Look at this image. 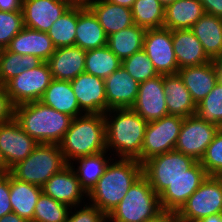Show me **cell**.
<instances>
[{
	"instance_id": "cell-1",
	"label": "cell",
	"mask_w": 222,
	"mask_h": 222,
	"mask_svg": "<svg viewBox=\"0 0 222 222\" xmlns=\"http://www.w3.org/2000/svg\"><path fill=\"white\" fill-rule=\"evenodd\" d=\"M119 159L108 163L104 174L87 193L91 204L106 216L117 207L129 188L142 176V164L137 159Z\"/></svg>"
},
{
	"instance_id": "cell-2",
	"label": "cell",
	"mask_w": 222,
	"mask_h": 222,
	"mask_svg": "<svg viewBox=\"0 0 222 222\" xmlns=\"http://www.w3.org/2000/svg\"><path fill=\"white\" fill-rule=\"evenodd\" d=\"M104 119L106 149L116 150L114 152L118 158L137 159L141 163V149L147 122L132 108L110 109L104 113Z\"/></svg>"
},
{
	"instance_id": "cell-3",
	"label": "cell",
	"mask_w": 222,
	"mask_h": 222,
	"mask_svg": "<svg viewBox=\"0 0 222 222\" xmlns=\"http://www.w3.org/2000/svg\"><path fill=\"white\" fill-rule=\"evenodd\" d=\"M14 119L38 143L59 144L73 118L34 101L15 106Z\"/></svg>"
},
{
	"instance_id": "cell-4",
	"label": "cell",
	"mask_w": 222,
	"mask_h": 222,
	"mask_svg": "<svg viewBox=\"0 0 222 222\" xmlns=\"http://www.w3.org/2000/svg\"><path fill=\"white\" fill-rule=\"evenodd\" d=\"M59 146L68 164L79 157L108 152L104 114L84 113L73 118Z\"/></svg>"
},
{
	"instance_id": "cell-5",
	"label": "cell",
	"mask_w": 222,
	"mask_h": 222,
	"mask_svg": "<svg viewBox=\"0 0 222 222\" xmlns=\"http://www.w3.org/2000/svg\"><path fill=\"white\" fill-rule=\"evenodd\" d=\"M67 165L59 144L39 143L26 159L10 168V174L17 180L42 187Z\"/></svg>"
},
{
	"instance_id": "cell-6",
	"label": "cell",
	"mask_w": 222,
	"mask_h": 222,
	"mask_svg": "<svg viewBox=\"0 0 222 222\" xmlns=\"http://www.w3.org/2000/svg\"><path fill=\"white\" fill-rule=\"evenodd\" d=\"M161 211L159 195L142 175L107 216V222H148Z\"/></svg>"
},
{
	"instance_id": "cell-7",
	"label": "cell",
	"mask_w": 222,
	"mask_h": 222,
	"mask_svg": "<svg viewBox=\"0 0 222 222\" xmlns=\"http://www.w3.org/2000/svg\"><path fill=\"white\" fill-rule=\"evenodd\" d=\"M197 161L172 150L153 156L142 163V175L155 193L160 195L174 180L182 177Z\"/></svg>"
},
{
	"instance_id": "cell-8",
	"label": "cell",
	"mask_w": 222,
	"mask_h": 222,
	"mask_svg": "<svg viewBox=\"0 0 222 222\" xmlns=\"http://www.w3.org/2000/svg\"><path fill=\"white\" fill-rule=\"evenodd\" d=\"M215 214H222V177L207 176L178 211V217L182 222H199Z\"/></svg>"
},
{
	"instance_id": "cell-9",
	"label": "cell",
	"mask_w": 222,
	"mask_h": 222,
	"mask_svg": "<svg viewBox=\"0 0 222 222\" xmlns=\"http://www.w3.org/2000/svg\"><path fill=\"white\" fill-rule=\"evenodd\" d=\"M184 118L166 115L147 123L141 149V164L147 159L175 149Z\"/></svg>"
},
{
	"instance_id": "cell-10",
	"label": "cell",
	"mask_w": 222,
	"mask_h": 222,
	"mask_svg": "<svg viewBox=\"0 0 222 222\" xmlns=\"http://www.w3.org/2000/svg\"><path fill=\"white\" fill-rule=\"evenodd\" d=\"M53 80L47 62L39 66L26 69L23 73L10 79L4 86L14 106L40 101L46 88Z\"/></svg>"
},
{
	"instance_id": "cell-11",
	"label": "cell",
	"mask_w": 222,
	"mask_h": 222,
	"mask_svg": "<svg viewBox=\"0 0 222 222\" xmlns=\"http://www.w3.org/2000/svg\"><path fill=\"white\" fill-rule=\"evenodd\" d=\"M220 127L200 119L196 114L184 118L175 150L200 161Z\"/></svg>"
},
{
	"instance_id": "cell-12",
	"label": "cell",
	"mask_w": 222,
	"mask_h": 222,
	"mask_svg": "<svg viewBox=\"0 0 222 222\" xmlns=\"http://www.w3.org/2000/svg\"><path fill=\"white\" fill-rule=\"evenodd\" d=\"M143 50L159 75L177 74L179 68L172 43V31L164 27L145 32Z\"/></svg>"
},
{
	"instance_id": "cell-13",
	"label": "cell",
	"mask_w": 222,
	"mask_h": 222,
	"mask_svg": "<svg viewBox=\"0 0 222 222\" xmlns=\"http://www.w3.org/2000/svg\"><path fill=\"white\" fill-rule=\"evenodd\" d=\"M207 173L200 161H197L182 177L174 180L160 195L162 210L179 211L187 199L194 194Z\"/></svg>"
},
{
	"instance_id": "cell-14",
	"label": "cell",
	"mask_w": 222,
	"mask_h": 222,
	"mask_svg": "<svg viewBox=\"0 0 222 222\" xmlns=\"http://www.w3.org/2000/svg\"><path fill=\"white\" fill-rule=\"evenodd\" d=\"M38 145L14 118L0 124V151L9 168L26 159Z\"/></svg>"
},
{
	"instance_id": "cell-15",
	"label": "cell",
	"mask_w": 222,
	"mask_h": 222,
	"mask_svg": "<svg viewBox=\"0 0 222 222\" xmlns=\"http://www.w3.org/2000/svg\"><path fill=\"white\" fill-rule=\"evenodd\" d=\"M164 93L163 75L139 83L136 101L131 107L147 123L169 115Z\"/></svg>"
},
{
	"instance_id": "cell-16",
	"label": "cell",
	"mask_w": 222,
	"mask_h": 222,
	"mask_svg": "<svg viewBox=\"0 0 222 222\" xmlns=\"http://www.w3.org/2000/svg\"><path fill=\"white\" fill-rule=\"evenodd\" d=\"M73 0H22L24 27L46 32Z\"/></svg>"
},
{
	"instance_id": "cell-17",
	"label": "cell",
	"mask_w": 222,
	"mask_h": 222,
	"mask_svg": "<svg viewBox=\"0 0 222 222\" xmlns=\"http://www.w3.org/2000/svg\"><path fill=\"white\" fill-rule=\"evenodd\" d=\"M78 105L84 113L107 112L104 79L83 72L70 81Z\"/></svg>"
},
{
	"instance_id": "cell-18",
	"label": "cell",
	"mask_w": 222,
	"mask_h": 222,
	"mask_svg": "<svg viewBox=\"0 0 222 222\" xmlns=\"http://www.w3.org/2000/svg\"><path fill=\"white\" fill-rule=\"evenodd\" d=\"M42 192L56 201L70 207L80 206L87 191L81 186L73 167L68 164L58 173H55L43 186Z\"/></svg>"
},
{
	"instance_id": "cell-19",
	"label": "cell",
	"mask_w": 222,
	"mask_h": 222,
	"mask_svg": "<svg viewBox=\"0 0 222 222\" xmlns=\"http://www.w3.org/2000/svg\"><path fill=\"white\" fill-rule=\"evenodd\" d=\"M177 74L196 105L213 90L220 79L219 64L213 60L199 66L183 67L178 70Z\"/></svg>"
},
{
	"instance_id": "cell-20",
	"label": "cell",
	"mask_w": 222,
	"mask_h": 222,
	"mask_svg": "<svg viewBox=\"0 0 222 222\" xmlns=\"http://www.w3.org/2000/svg\"><path fill=\"white\" fill-rule=\"evenodd\" d=\"M107 111L115 108H131L137 98L139 82H137L121 65V67L104 79Z\"/></svg>"
},
{
	"instance_id": "cell-21",
	"label": "cell",
	"mask_w": 222,
	"mask_h": 222,
	"mask_svg": "<svg viewBox=\"0 0 222 222\" xmlns=\"http://www.w3.org/2000/svg\"><path fill=\"white\" fill-rule=\"evenodd\" d=\"M86 51L77 46L58 47L48 59L55 80L71 81L85 72Z\"/></svg>"
},
{
	"instance_id": "cell-22",
	"label": "cell",
	"mask_w": 222,
	"mask_h": 222,
	"mask_svg": "<svg viewBox=\"0 0 222 222\" xmlns=\"http://www.w3.org/2000/svg\"><path fill=\"white\" fill-rule=\"evenodd\" d=\"M85 4L98 19L106 36L134 24L131 8L107 2L106 0H87Z\"/></svg>"
},
{
	"instance_id": "cell-23",
	"label": "cell",
	"mask_w": 222,
	"mask_h": 222,
	"mask_svg": "<svg viewBox=\"0 0 222 222\" xmlns=\"http://www.w3.org/2000/svg\"><path fill=\"white\" fill-rule=\"evenodd\" d=\"M7 49L21 55H34L47 62L56 50L46 32L24 27L10 42Z\"/></svg>"
},
{
	"instance_id": "cell-24",
	"label": "cell",
	"mask_w": 222,
	"mask_h": 222,
	"mask_svg": "<svg viewBox=\"0 0 222 222\" xmlns=\"http://www.w3.org/2000/svg\"><path fill=\"white\" fill-rule=\"evenodd\" d=\"M172 43L179 69L212 61L191 29L172 30Z\"/></svg>"
},
{
	"instance_id": "cell-25",
	"label": "cell",
	"mask_w": 222,
	"mask_h": 222,
	"mask_svg": "<svg viewBox=\"0 0 222 222\" xmlns=\"http://www.w3.org/2000/svg\"><path fill=\"white\" fill-rule=\"evenodd\" d=\"M191 30L207 56L213 61H222V18L204 14Z\"/></svg>"
},
{
	"instance_id": "cell-26",
	"label": "cell",
	"mask_w": 222,
	"mask_h": 222,
	"mask_svg": "<svg viewBox=\"0 0 222 222\" xmlns=\"http://www.w3.org/2000/svg\"><path fill=\"white\" fill-rule=\"evenodd\" d=\"M164 93L169 115L183 118L196 114V104L178 74L163 75Z\"/></svg>"
},
{
	"instance_id": "cell-27",
	"label": "cell",
	"mask_w": 222,
	"mask_h": 222,
	"mask_svg": "<svg viewBox=\"0 0 222 222\" xmlns=\"http://www.w3.org/2000/svg\"><path fill=\"white\" fill-rule=\"evenodd\" d=\"M10 203L12 212L32 222L42 187L17 180L9 173Z\"/></svg>"
},
{
	"instance_id": "cell-28",
	"label": "cell",
	"mask_w": 222,
	"mask_h": 222,
	"mask_svg": "<svg viewBox=\"0 0 222 222\" xmlns=\"http://www.w3.org/2000/svg\"><path fill=\"white\" fill-rule=\"evenodd\" d=\"M204 14L199 0H175L165 7L163 27L171 31L191 29Z\"/></svg>"
},
{
	"instance_id": "cell-29",
	"label": "cell",
	"mask_w": 222,
	"mask_h": 222,
	"mask_svg": "<svg viewBox=\"0 0 222 222\" xmlns=\"http://www.w3.org/2000/svg\"><path fill=\"white\" fill-rule=\"evenodd\" d=\"M75 46L85 51L107 46V36L87 6L78 14Z\"/></svg>"
},
{
	"instance_id": "cell-30",
	"label": "cell",
	"mask_w": 222,
	"mask_h": 222,
	"mask_svg": "<svg viewBox=\"0 0 222 222\" xmlns=\"http://www.w3.org/2000/svg\"><path fill=\"white\" fill-rule=\"evenodd\" d=\"M40 101L72 118L81 116L84 113L78 105L70 81L53 79Z\"/></svg>"
},
{
	"instance_id": "cell-31",
	"label": "cell",
	"mask_w": 222,
	"mask_h": 222,
	"mask_svg": "<svg viewBox=\"0 0 222 222\" xmlns=\"http://www.w3.org/2000/svg\"><path fill=\"white\" fill-rule=\"evenodd\" d=\"M86 7L84 2H74L50 27L47 34L54 46H75L78 14Z\"/></svg>"
},
{
	"instance_id": "cell-32",
	"label": "cell",
	"mask_w": 222,
	"mask_h": 222,
	"mask_svg": "<svg viewBox=\"0 0 222 222\" xmlns=\"http://www.w3.org/2000/svg\"><path fill=\"white\" fill-rule=\"evenodd\" d=\"M146 29L136 24L107 36V47L123 61L143 49Z\"/></svg>"
},
{
	"instance_id": "cell-33",
	"label": "cell",
	"mask_w": 222,
	"mask_h": 222,
	"mask_svg": "<svg viewBox=\"0 0 222 222\" xmlns=\"http://www.w3.org/2000/svg\"><path fill=\"white\" fill-rule=\"evenodd\" d=\"M105 154L106 152H102L99 154L79 157L78 159H75L74 161H78L77 163L80 164L76 169H74L75 166H73L74 162L70 163L76 173V176L78 177V180L81 183V186L87 191V193L104 174L109 160L110 162L112 160V158L109 157L107 159Z\"/></svg>"
},
{
	"instance_id": "cell-34",
	"label": "cell",
	"mask_w": 222,
	"mask_h": 222,
	"mask_svg": "<svg viewBox=\"0 0 222 222\" xmlns=\"http://www.w3.org/2000/svg\"><path fill=\"white\" fill-rule=\"evenodd\" d=\"M122 61L107 46L86 51L85 72L106 79L121 67Z\"/></svg>"
},
{
	"instance_id": "cell-35",
	"label": "cell",
	"mask_w": 222,
	"mask_h": 222,
	"mask_svg": "<svg viewBox=\"0 0 222 222\" xmlns=\"http://www.w3.org/2000/svg\"><path fill=\"white\" fill-rule=\"evenodd\" d=\"M43 61L34 55H21L6 49L0 50V84L5 85L10 79L26 69L39 66Z\"/></svg>"
},
{
	"instance_id": "cell-36",
	"label": "cell",
	"mask_w": 222,
	"mask_h": 222,
	"mask_svg": "<svg viewBox=\"0 0 222 222\" xmlns=\"http://www.w3.org/2000/svg\"><path fill=\"white\" fill-rule=\"evenodd\" d=\"M132 10L134 24L148 29L162 28L165 7L159 0H135Z\"/></svg>"
},
{
	"instance_id": "cell-37",
	"label": "cell",
	"mask_w": 222,
	"mask_h": 222,
	"mask_svg": "<svg viewBox=\"0 0 222 222\" xmlns=\"http://www.w3.org/2000/svg\"><path fill=\"white\" fill-rule=\"evenodd\" d=\"M56 201L43 192L37 200L32 222H66L72 207Z\"/></svg>"
},
{
	"instance_id": "cell-38",
	"label": "cell",
	"mask_w": 222,
	"mask_h": 222,
	"mask_svg": "<svg viewBox=\"0 0 222 222\" xmlns=\"http://www.w3.org/2000/svg\"><path fill=\"white\" fill-rule=\"evenodd\" d=\"M196 115L222 128V80L219 79L213 90L196 105Z\"/></svg>"
},
{
	"instance_id": "cell-39",
	"label": "cell",
	"mask_w": 222,
	"mask_h": 222,
	"mask_svg": "<svg viewBox=\"0 0 222 222\" xmlns=\"http://www.w3.org/2000/svg\"><path fill=\"white\" fill-rule=\"evenodd\" d=\"M121 65L139 83L159 75L143 49L124 59Z\"/></svg>"
},
{
	"instance_id": "cell-40",
	"label": "cell",
	"mask_w": 222,
	"mask_h": 222,
	"mask_svg": "<svg viewBox=\"0 0 222 222\" xmlns=\"http://www.w3.org/2000/svg\"><path fill=\"white\" fill-rule=\"evenodd\" d=\"M24 28L22 11H0V50L6 49L11 40Z\"/></svg>"
},
{
	"instance_id": "cell-41",
	"label": "cell",
	"mask_w": 222,
	"mask_h": 222,
	"mask_svg": "<svg viewBox=\"0 0 222 222\" xmlns=\"http://www.w3.org/2000/svg\"><path fill=\"white\" fill-rule=\"evenodd\" d=\"M200 163L208 176L222 177V128L218 130L212 142L207 146Z\"/></svg>"
},
{
	"instance_id": "cell-42",
	"label": "cell",
	"mask_w": 222,
	"mask_h": 222,
	"mask_svg": "<svg viewBox=\"0 0 222 222\" xmlns=\"http://www.w3.org/2000/svg\"><path fill=\"white\" fill-rule=\"evenodd\" d=\"M70 213L69 210L66 222H106L107 220V216L93 204L85 205L79 211L72 212V215Z\"/></svg>"
},
{
	"instance_id": "cell-43",
	"label": "cell",
	"mask_w": 222,
	"mask_h": 222,
	"mask_svg": "<svg viewBox=\"0 0 222 222\" xmlns=\"http://www.w3.org/2000/svg\"><path fill=\"white\" fill-rule=\"evenodd\" d=\"M12 213L10 203L9 173L0 175V218Z\"/></svg>"
},
{
	"instance_id": "cell-44",
	"label": "cell",
	"mask_w": 222,
	"mask_h": 222,
	"mask_svg": "<svg viewBox=\"0 0 222 222\" xmlns=\"http://www.w3.org/2000/svg\"><path fill=\"white\" fill-rule=\"evenodd\" d=\"M14 108L5 86L0 84V124L14 118Z\"/></svg>"
},
{
	"instance_id": "cell-45",
	"label": "cell",
	"mask_w": 222,
	"mask_h": 222,
	"mask_svg": "<svg viewBox=\"0 0 222 222\" xmlns=\"http://www.w3.org/2000/svg\"><path fill=\"white\" fill-rule=\"evenodd\" d=\"M203 5L205 14L222 18V0H199Z\"/></svg>"
},
{
	"instance_id": "cell-46",
	"label": "cell",
	"mask_w": 222,
	"mask_h": 222,
	"mask_svg": "<svg viewBox=\"0 0 222 222\" xmlns=\"http://www.w3.org/2000/svg\"><path fill=\"white\" fill-rule=\"evenodd\" d=\"M148 222H179L178 212L162 210L154 218H151Z\"/></svg>"
},
{
	"instance_id": "cell-47",
	"label": "cell",
	"mask_w": 222,
	"mask_h": 222,
	"mask_svg": "<svg viewBox=\"0 0 222 222\" xmlns=\"http://www.w3.org/2000/svg\"><path fill=\"white\" fill-rule=\"evenodd\" d=\"M0 11H22V0H0Z\"/></svg>"
},
{
	"instance_id": "cell-48",
	"label": "cell",
	"mask_w": 222,
	"mask_h": 222,
	"mask_svg": "<svg viewBox=\"0 0 222 222\" xmlns=\"http://www.w3.org/2000/svg\"><path fill=\"white\" fill-rule=\"evenodd\" d=\"M0 222H27L25 219L18 216L16 213H9L0 218Z\"/></svg>"
},
{
	"instance_id": "cell-49",
	"label": "cell",
	"mask_w": 222,
	"mask_h": 222,
	"mask_svg": "<svg viewBox=\"0 0 222 222\" xmlns=\"http://www.w3.org/2000/svg\"><path fill=\"white\" fill-rule=\"evenodd\" d=\"M10 173V168L7 166V163L0 151V175H6Z\"/></svg>"
},
{
	"instance_id": "cell-50",
	"label": "cell",
	"mask_w": 222,
	"mask_h": 222,
	"mask_svg": "<svg viewBox=\"0 0 222 222\" xmlns=\"http://www.w3.org/2000/svg\"><path fill=\"white\" fill-rule=\"evenodd\" d=\"M106 1L121 5L126 8H132L135 0H106Z\"/></svg>"
},
{
	"instance_id": "cell-51",
	"label": "cell",
	"mask_w": 222,
	"mask_h": 222,
	"mask_svg": "<svg viewBox=\"0 0 222 222\" xmlns=\"http://www.w3.org/2000/svg\"><path fill=\"white\" fill-rule=\"evenodd\" d=\"M199 222H222V214L210 215L201 219Z\"/></svg>"
},
{
	"instance_id": "cell-52",
	"label": "cell",
	"mask_w": 222,
	"mask_h": 222,
	"mask_svg": "<svg viewBox=\"0 0 222 222\" xmlns=\"http://www.w3.org/2000/svg\"><path fill=\"white\" fill-rule=\"evenodd\" d=\"M175 0H159V2L164 6H168L169 4H172Z\"/></svg>"
},
{
	"instance_id": "cell-53",
	"label": "cell",
	"mask_w": 222,
	"mask_h": 222,
	"mask_svg": "<svg viewBox=\"0 0 222 222\" xmlns=\"http://www.w3.org/2000/svg\"><path fill=\"white\" fill-rule=\"evenodd\" d=\"M219 71H220V79L222 80V61H218Z\"/></svg>"
},
{
	"instance_id": "cell-54",
	"label": "cell",
	"mask_w": 222,
	"mask_h": 222,
	"mask_svg": "<svg viewBox=\"0 0 222 222\" xmlns=\"http://www.w3.org/2000/svg\"><path fill=\"white\" fill-rule=\"evenodd\" d=\"M74 2H86L87 0H73Z\"/></svg>"
}]
</instances>
